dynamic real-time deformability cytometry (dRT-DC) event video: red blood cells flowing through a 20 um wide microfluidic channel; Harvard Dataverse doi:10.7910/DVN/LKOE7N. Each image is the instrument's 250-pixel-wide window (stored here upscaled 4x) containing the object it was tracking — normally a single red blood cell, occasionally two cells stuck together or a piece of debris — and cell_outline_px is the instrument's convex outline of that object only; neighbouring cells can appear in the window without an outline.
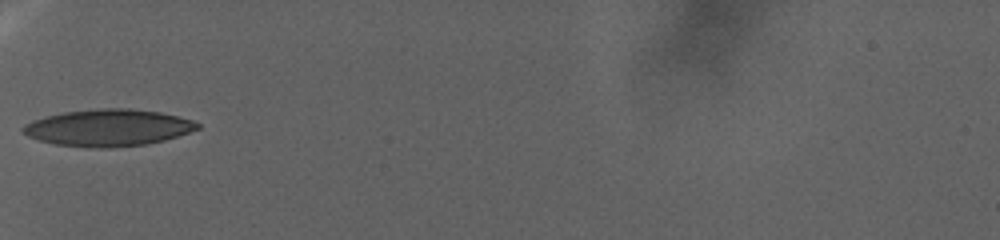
{"species": "human", "species_latin": "Homo sapiens", "temperature_condition": "warm", "stored_images_in_passage": 71, "camera_frame_rate_fps": 3000, "um_per_image_px": 0.085, "donor": {"sex": "female"}, "frame": {"image": 1, "passage_image": 1, "time_ms": 0.0, "image_size_px": [1000, 240], "cell_outline_px": [[200, 128], [164, 140], [144, 144], [108, 148], [100, 148], [56, 144], [40, 140], [28, 136], [20, 128], [24, 124], [32, 120], [64, 112], [100, 108], [128, 108], [160, 112], [192, 120], [200, 124]], "centroid_in_image_um": [9.18, 10.85], "position_along_channel_um": 75.8, "area_um2": 37.05}}
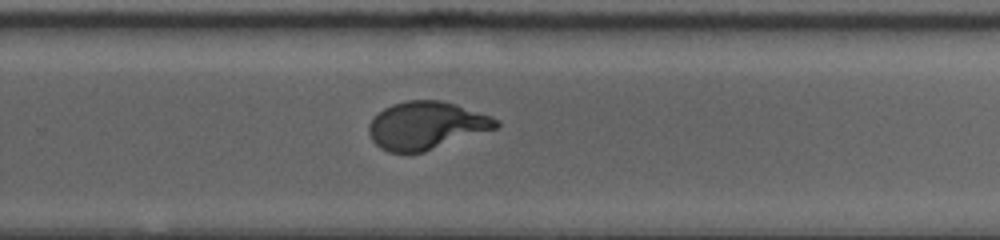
{"frame": {"image": 2, "passage_image": 38, "time_ms": 12.333, "image_size_px": [1000, 240], "cell_outline_px": [[500, 124], [496, 128], [424, 152], [388, 152], [380, 148], [372, 140], [368, 132], [368, 124], [384, 108], [392, 104], [408, 100], [440, 100], [456, 104], [492, 116], [500, 120]], "centroid_in_image_um": [36.24, 10.66], "position_along_channel_um": 293.6, "area_um2": 35.26}}
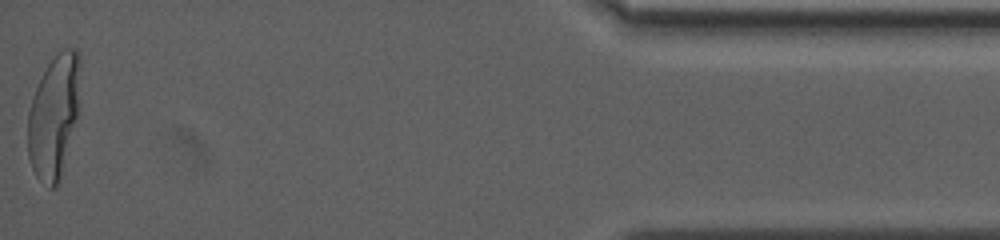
{"frame": {"image": 3, "passage_image": 71, "time_ms": 23.333, "image_size_px": [1000, 240], "cell_outline_px": [[80, 64], [76, 116], [60, 180], [56, 188], [48, 188], [36, 176], [32, 168], [28, 156], [28, 112], [36, 88], [48, 64], [64, 48], [72, 48], [80, 56]], "centroid_in_image_um": [4.55, 9.94], "position_along_channel_um": 430.6, "area_um2": 36.7}}